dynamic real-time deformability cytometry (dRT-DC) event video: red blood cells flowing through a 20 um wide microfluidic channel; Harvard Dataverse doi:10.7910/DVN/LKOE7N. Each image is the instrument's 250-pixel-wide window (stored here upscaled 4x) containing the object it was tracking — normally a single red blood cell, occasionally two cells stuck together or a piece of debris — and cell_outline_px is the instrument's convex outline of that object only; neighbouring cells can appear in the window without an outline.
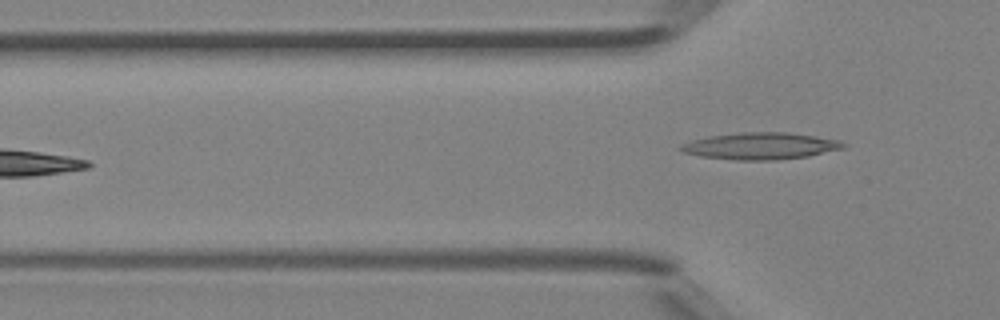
{"species": "Egyptian fruit bat (a non-hibernating species)", "species_latin": "Rousettus aegyptiacus", "temperature_condition": "room temperature", "stored_images_in_passage": 5, "camera_frame_rate_fps": 3000, "um_per_image_px": 0.085, "animal": {"sex": "female"}, "frame": {"image": 1, "passage_image": 5, "time_ms": 1.333, "image_size_px": [1000, 320], "cell_outline_px": [[848, 144], [844, 148], [808, 156], [776, 160], [736, 160], [700, 156], [684, 152], [680, 148], [680, 144], [692, 140], [708, 136], [740, 132], [788, 132], [816, 136], [840, 140]], "centroid_in_image_um": [64.67, 12.4], "position_along_channel_um": 61.1, "area_um2": 25.49}}